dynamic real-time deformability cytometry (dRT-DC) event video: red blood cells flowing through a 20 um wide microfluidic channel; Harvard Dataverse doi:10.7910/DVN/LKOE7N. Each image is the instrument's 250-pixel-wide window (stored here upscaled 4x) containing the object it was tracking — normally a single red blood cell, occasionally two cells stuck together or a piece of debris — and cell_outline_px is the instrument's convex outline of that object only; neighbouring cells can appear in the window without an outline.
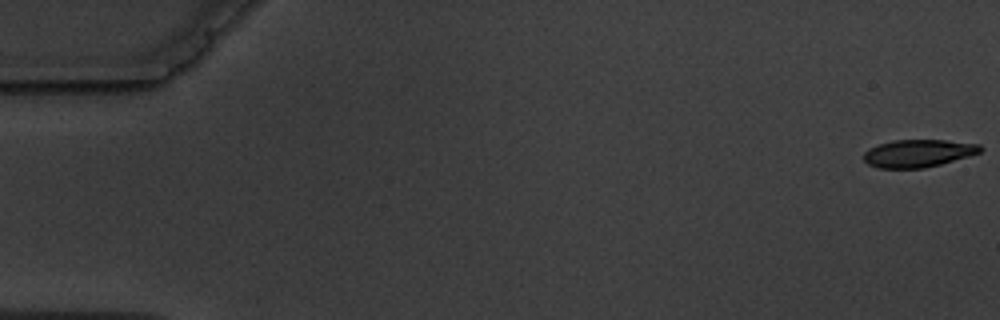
{"species": "common noctule bat (a hibernating species)", "species_latin": "Nyctalus noctula", "temperature_condition": "warm", "stored_images_in_passage": 6, "segment_of_instrument_passage": [2, 2], "camera_frame_rate_fps": 3000, "um_per_image_px": 0.085, "animal": {"sex": "male", "body_mass_g": 19.5, "forearm_length_mm": 54.6}, "frame": {"image": 1, "passage_image": 6, "time_ms": 6.667, "image_size_px": [1000, 320], "cell_outline_px": [[984, 148], [980, 152], [968, 156], [940, 164], [924, 168], [876, 168], [868, 164], [864, 160], [864, 152], [868, 148], [892, 140], [944, 140], [980, 144]], "centroid_in_image_um": [78.03, 13.03], "position_along_channel_um": 7.0, "area_um2": 18.73}}